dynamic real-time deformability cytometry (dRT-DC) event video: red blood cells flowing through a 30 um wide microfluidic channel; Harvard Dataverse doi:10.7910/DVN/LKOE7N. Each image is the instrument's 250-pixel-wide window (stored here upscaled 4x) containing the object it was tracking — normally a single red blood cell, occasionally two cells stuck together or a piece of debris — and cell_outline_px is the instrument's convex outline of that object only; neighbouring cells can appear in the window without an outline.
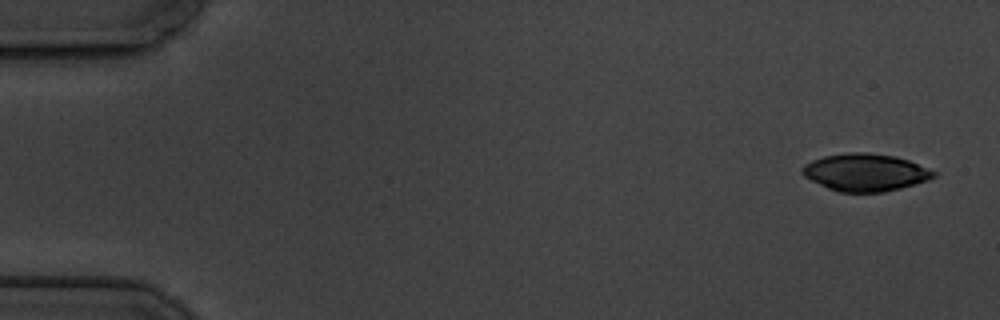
{"species": "common noctule bat (a hibernating species)", "species_latin": "Nyctalus noctula", "temperature_condition": "cold", "stored_images_in_passage": 6, "camera_frame_rate_fps": 3000, "um_per_image_px": 0.085, "animal": {"sex": "male", "body_mass_g": 19.5, "forearm_length_mm": 54.6}, "frame": {"image": 1, "passage_image": 1, "time_ms": 0.0, "image_size_px": [1000, 320], "cell_outline_px": [[936, 176], [928, 180], [900, 188], [884, 192], [840, 192], [828, 188], [804, 176], [800, 172], [800, 168], [804, 164], [812, 160], [824, 156], [848, 152], [868, 152], [896, 156], [908, 160], [936, 172]], "centroid_in_image_um": [73.53, 14.64], "position_along_channel_um": 11.5, "area_um2": 28.61}}
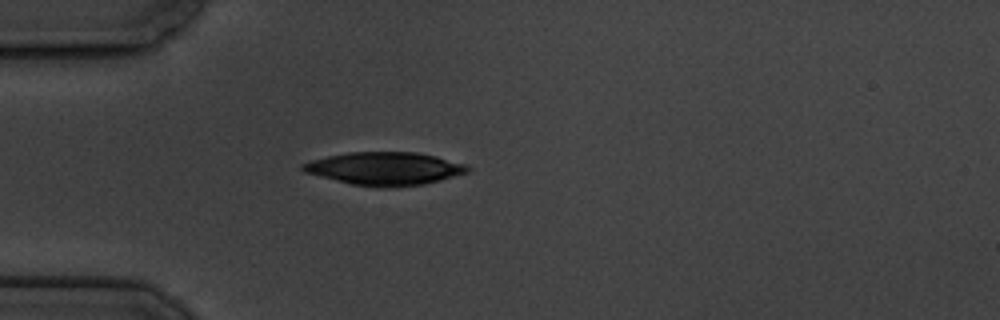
{"frame": {"image": 2, "passage_image": 5, "time_ms": 4.667, "image_size_px": [1000, 320], "cell_outline_px": [[472, 168], [468, 172], [440, 180], [424, 184], [388, 188], [376, 188], [352, 184], [304, 172], [300, 168], [300, 164], [312, 160], [328, 156], [348, 152], [416, 152], [436, 156], [464, 164]], "centroid_in_image_um": [32.69, 14.33], "position_along_channel_um": 52.3, "area_um2": 31.67}}